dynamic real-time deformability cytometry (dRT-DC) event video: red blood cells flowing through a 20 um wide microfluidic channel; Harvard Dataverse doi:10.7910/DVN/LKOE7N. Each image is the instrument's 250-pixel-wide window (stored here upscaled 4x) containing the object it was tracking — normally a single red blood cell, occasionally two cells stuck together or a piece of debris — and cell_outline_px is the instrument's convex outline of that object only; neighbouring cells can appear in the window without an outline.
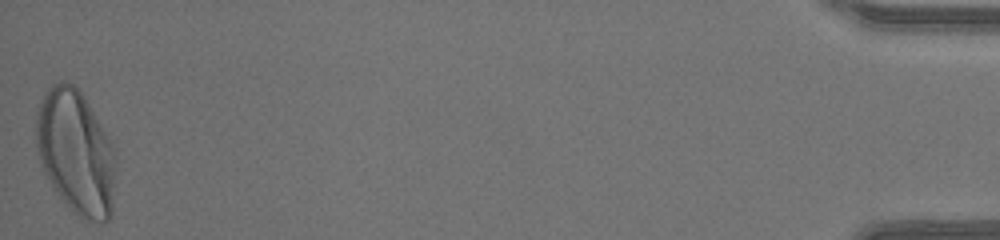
{"species": "human", "species_latin": "Homo sapiens", "temperature_condition": "warm", "stored_images_in_passage": 42, "segment_of_instrument_passage": [2, 2], "camera_frame_rate_fps": 3000, "um_per_image_px": 0.085, "donor": {"sex": "male"}, "frame": {"image": 1, "passage_image": 42, "time_ms": 13.667, "image_size_px": [1000, 240], "cell_outline_px": [[112, 216], [104, 224], [100, 224], [84, 220], [72, 212], [52, 188], [40, 164], [36, 144], [36, 112], [40, 100], [44, 92], [52, 84], [60, 80], [72, 84], [80, 92], [112, 144]], "centroid_in_image_um": [6.37, 12.98], "position_along_channel_um": 428.8, "area_um2": 57.05}}